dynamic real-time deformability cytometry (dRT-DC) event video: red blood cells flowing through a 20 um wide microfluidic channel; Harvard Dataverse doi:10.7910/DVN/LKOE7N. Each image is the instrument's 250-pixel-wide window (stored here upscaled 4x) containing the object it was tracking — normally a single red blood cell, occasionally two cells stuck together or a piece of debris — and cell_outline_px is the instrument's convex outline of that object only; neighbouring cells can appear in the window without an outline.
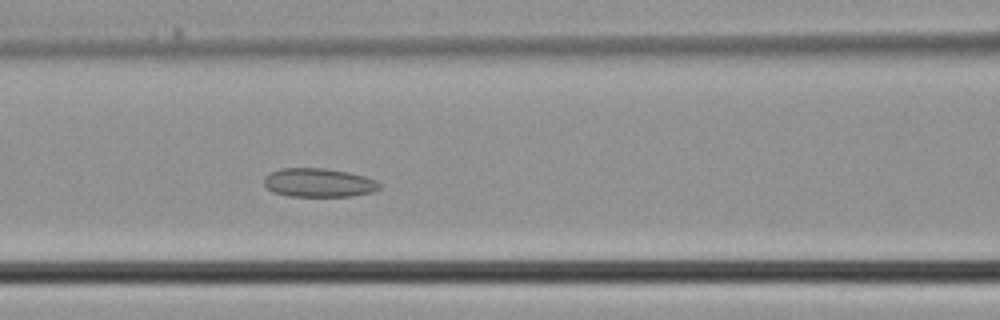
{"species": "common noctule bat (a hibernating species)", "species_latin": "Nyctalus noctula", "temperature_condition": "cold", "stored_images_in_passage": 38, "camera_frame_rate_fps": 3000, "um_per_image_px": 0.085, "animal": {"sex": "male", "body_mass_g": 21.5, "forearm_length_mm": 52.0}, "frame": {"image": 1, "passage_image": 15, "time_ms": 4.667, "image_size_px": [1000, 320], "cell_outline_px": [[380, 188], [372, 192], [352, 196], [288, 196], [272, 192], [264, 184], [264, 176], [280, 168], [324, 168], [348, 172], [364, 176], [376, 180], [380, 184]], "centroid_in_image_um": [27.08, 15.53], "position_along_channel_um": 139.5, "area_um2": 19.36}}
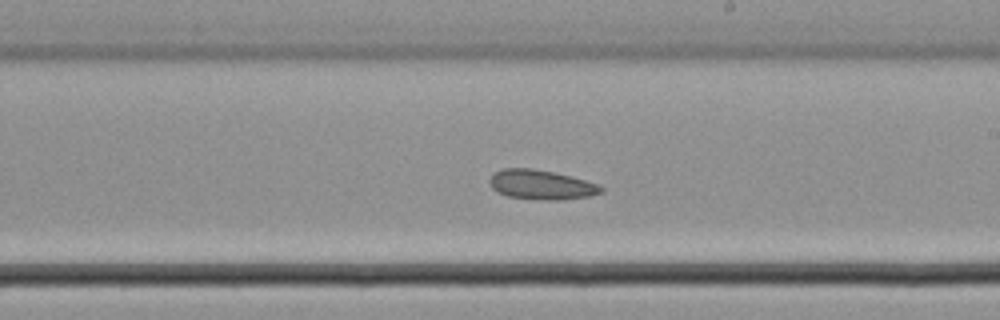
{"frame": {"image": 2, "passage_image": 21, "time_ms": 6.667, "image_size_px": [1000, 320], "cell_outline_px": [[604, 192], [588, 196], [564, 200], [536, 200], [508, 196], [496, 192], [488, 184], [488, 180], [492, 172], [504, 168], [532, 168], [556, 172], [572, 176], [596, 184], [604, 188]], "centroid_in_image_um": [45.96, 15.7], "position_along_channel_um": 243.0, "area_um2": 19.59}}
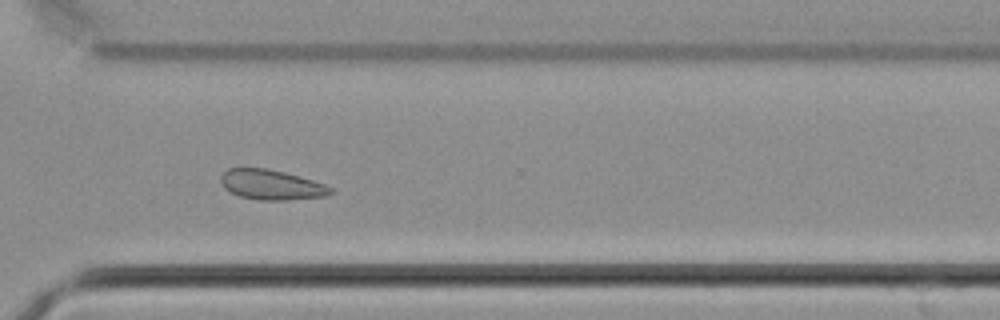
{"frame": {"image": 3, "passage_image": 27, "time_ms": 8.667, "image_size_px": [1000, 320], "cell_outline_px": [[332, 192], [324, 196], [288, 200], [260, 200], [240, 196], [224, 188], [220, 180], [220, 176], [228, 168], [268, 168], [284, 172], [312, 180], [324, 184], [332, 188]], "centroid_in_image_um": [23.04, 15.7], "position_along_channel_um": 347.6, "area_um2": 19.02}}